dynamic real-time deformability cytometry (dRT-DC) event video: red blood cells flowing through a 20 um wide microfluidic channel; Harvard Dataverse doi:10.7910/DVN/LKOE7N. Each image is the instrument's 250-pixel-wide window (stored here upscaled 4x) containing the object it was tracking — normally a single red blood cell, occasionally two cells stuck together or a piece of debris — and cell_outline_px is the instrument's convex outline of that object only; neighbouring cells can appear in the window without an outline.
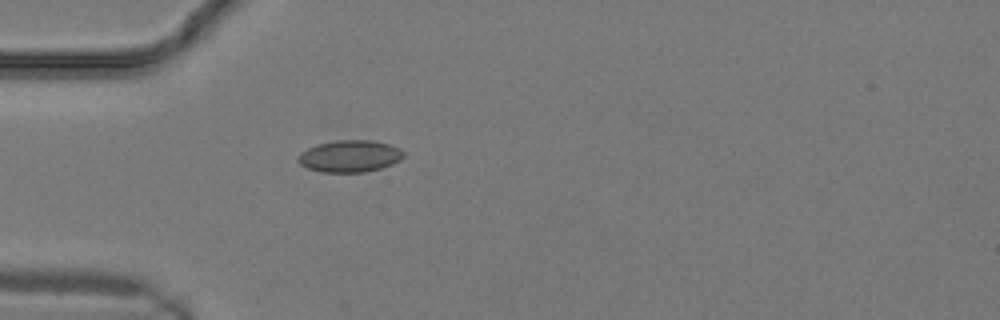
{"species": "common noctule bat (a hibernating species)", "species_latin": "Nyctalus noctula", "temperature_condition": "warm", "stored_images_in_passage": 6, "camera_frame_rate_fps": 3000, "um_per_image_px": 0.085, "animal": {"sex": "male", "body_mass_g": 19.2, "forearm_length_mm": 51.8}, "frame": {"image": 1, "passage_image": 1, "time_ms": 0.0, "image_size_px": [1000, 320], "cell_outline_px": [[404, 156], [400, 160], [392, 164], [380, 168], [364, 172], [320, 172], [308, 168], [300, 164], [296, 160], [300, 152], [316, 144], [336, 140], [372, 140], [388, 144], [400, 148], [404, 152]], "centroid_in_image_um": [29.71, 13.27], "position_along_channel_um": 55.3, "area_um2": 19.71}}
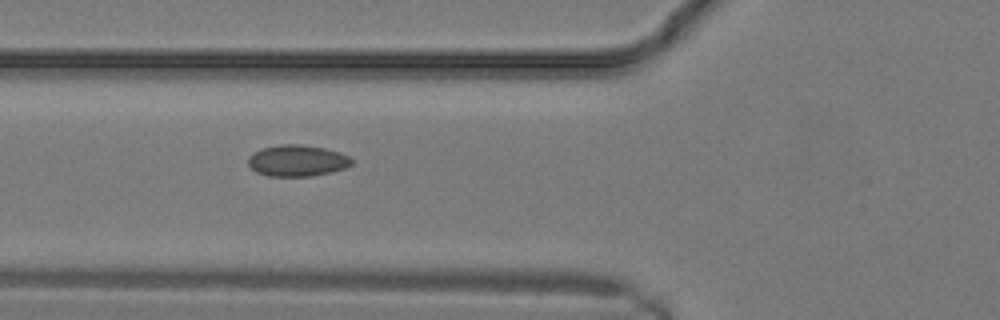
{"frame": {"image": 2, "passage_image": 3, "time_ms": 0.667, "image_size_px": [1000, 320], "cell_outline_px": [[352, 164], [344, 168], [332, 172], [312, 176], [268, 176], [256, 172], [248, 164], [248, 156], [252, 152], [260, 148], [280, 144], [300, 144], [324, 148], [340, 152], [348, 156], [352, 160]], "centroid_in_image_um": [25.23, 13.65], "position_along_channel_um": 100.6, "area_um2": 19.07}}
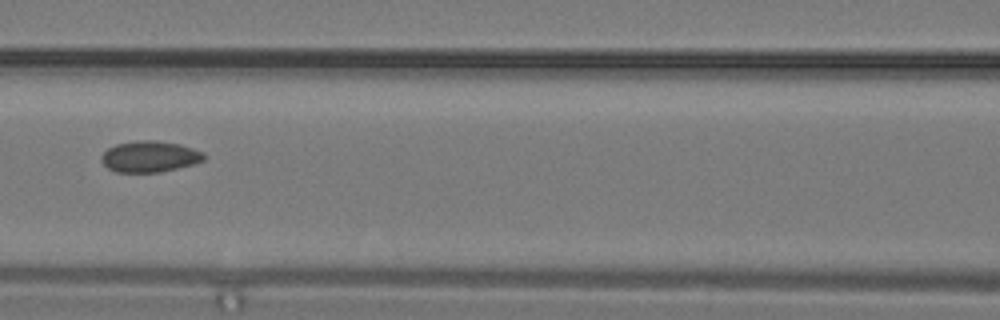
{"frame": {"image": 3, "passage_image": 5, "time_ms": 1.333, "image_size_px": [1000, 320], "cell_outline_px": [[204, 160], [192, 164], [160, 172], [116, 172], [108, 168], [100, 160], [100, 156], [108, 148], [116, 144], [144, 140], [152, 140], [180, 144], [204, 152]], "centroid_in_image_um": [12.7, 13.31], "position_along_channel_um": 153.9, "area_um2": 18.44}}